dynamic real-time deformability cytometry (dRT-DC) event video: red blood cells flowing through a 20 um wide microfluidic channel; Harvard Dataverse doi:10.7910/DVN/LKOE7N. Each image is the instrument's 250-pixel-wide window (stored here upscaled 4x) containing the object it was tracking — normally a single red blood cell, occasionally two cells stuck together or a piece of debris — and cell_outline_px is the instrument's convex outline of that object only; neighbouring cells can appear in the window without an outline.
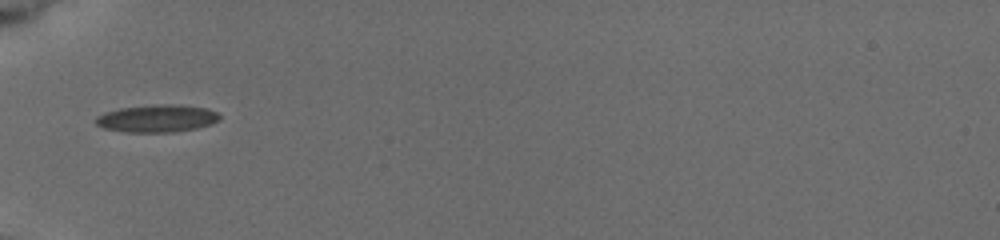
{"species": "common noctule bat (a hibernating species)", "species_latin": "Nyctalus noctula", "temperature_condition": "cold", "stored_images_in_passage": 2, "camera_frame_rate_fps": 3000, "um_per_image_px": 0.085, "animal": {"sex": "female", "body_mass_g": 19.5, "forearm_length_mm": 54.1}, "frame": {"image": 1, "passage_image": 1, "time_ms": 0.0, "image_size_px": [1000, 240], "cell_outline_px": [[220, 116], [212, 124], [196, 128], [172, 132], [128, 132], [104, 128], [96, 124], [96, 116], [104, 112], [120, 108], [164, 104], [172, 104], [204, 108], [216, 112]], "centroid_in_image_um": [13.31, 10.07], "position_along_channel_um": 71.7, "area_um2": 19.48}}
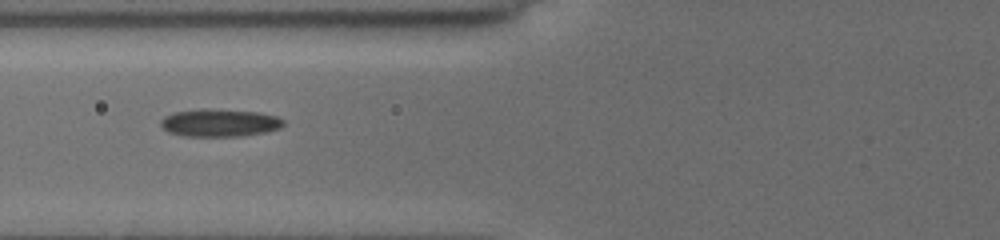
{"frame": {"image": 2, "passage_image": 2, "time_ms": 1.0, "image_size_px": [1000, 240], "cell_outline_px": [[284, 124], [280, 128], [264, 132], [240, 136], [184, 136], [168, 132], [160, 124], [160, 120], [164, 116], [172, 112], [204, 108], [208, 108], [256, 112], [276, 116], [284, 120]], "centroid_in_image_um": [18.63, 10.43], "position_along_channel_um": 107.2, "area_um2": 19.83}}